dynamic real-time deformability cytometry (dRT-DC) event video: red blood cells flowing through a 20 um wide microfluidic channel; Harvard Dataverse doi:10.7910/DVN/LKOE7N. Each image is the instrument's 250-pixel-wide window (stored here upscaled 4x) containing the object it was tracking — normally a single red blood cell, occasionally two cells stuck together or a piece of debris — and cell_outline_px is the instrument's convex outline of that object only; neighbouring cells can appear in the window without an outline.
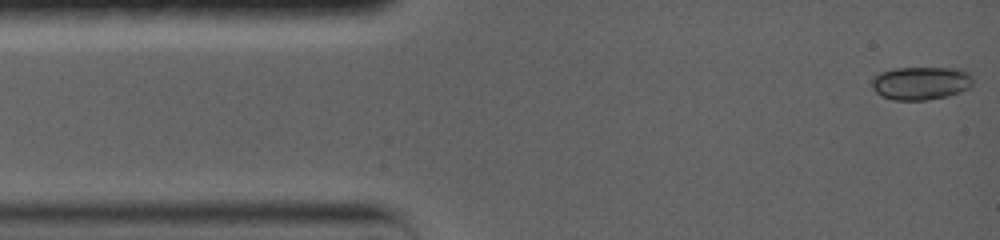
{"species": "common noctule bat (a hibernating species)", "species_latin": "Nyctalus noctula", "temperature_condition": "warm", "stored_images_in_passage": 14, "camera_frame_rate_fps": 5000, "um_per_image_px": 0.085, "animal": {"sex": "female", "body_mass_g": 19.0, "forearm_length_mm": 56.7}, "frame": {"image": 1, "passage_image": 1, "time_ms": 0.0, "image_size_px": [1000, 240], "cell_outline_px": [[972, 84], [968, 88], [960, 92], [948, 96], [928, 100], [892, 100], [880, 96], [872, 88], [872, 80], [880, 72], [896, 68], [964, 68], [972, 76]], "centroid_in_image_um": [78.29, 7.07], "position_along_channel_um": 6.7, "area_um2": 19.77}}
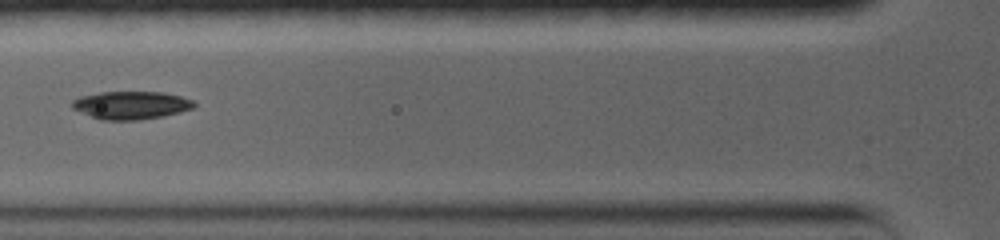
{"frame": {"image": 2, "passage_image": 10, "time_ms": 4.8, "image_size_px": [1000, 240], "cell_outline_px": [[196, 104], [192, 108], [180, 112], [164, 116], [140, 120], [100, 120], [72, 108], [72, 100], [80, 96], [100, 92], [164, 92], [180, 96], [192, 100]], "centroid_in_image_um": [11.13, 8.94], "position_along_channel_um": 114.7, "area_um2": 19.88}}
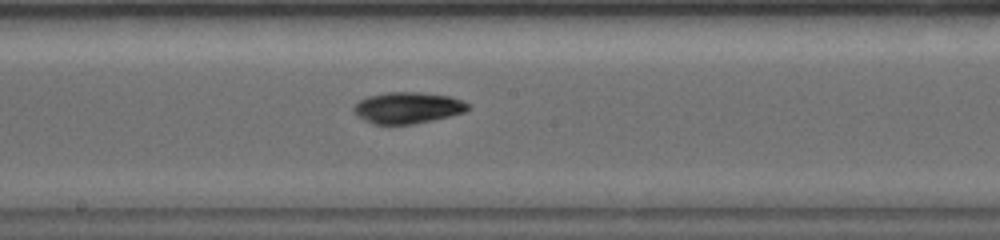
{"frame": {"image": 3, "passage_image": 14, "time_ms": 7.4, "image_size_px": [1000, 240], "cell_outline_px": [[468, 108], [464, 112], [432, 120], [412, 124], [372, 124], [364, 120], [352, 108], [360, 100], [368, 96], [388, 92], [420, 92], [448, 96], [464, 100], [468, 104]], "centroid_in_image_um": [34.65, 9.15], "position_along_channel_um": 213.5, "area_um2": 20.58}}